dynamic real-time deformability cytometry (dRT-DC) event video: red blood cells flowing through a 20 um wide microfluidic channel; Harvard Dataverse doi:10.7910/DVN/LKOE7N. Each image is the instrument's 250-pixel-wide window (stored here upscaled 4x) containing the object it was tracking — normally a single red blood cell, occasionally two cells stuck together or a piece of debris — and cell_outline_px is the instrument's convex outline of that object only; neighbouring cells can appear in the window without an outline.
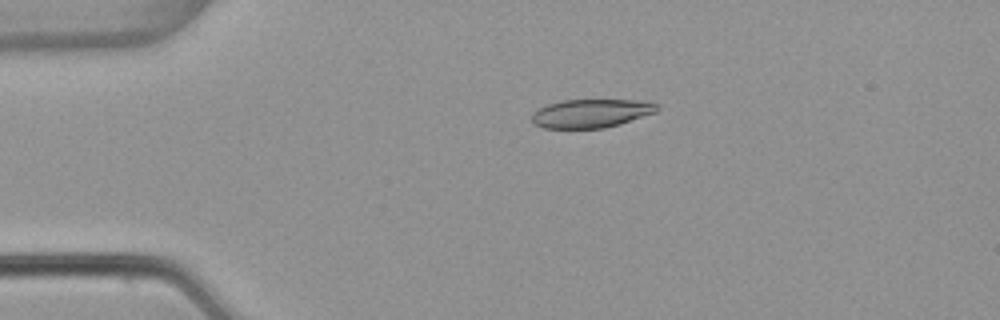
{"species": "common noctule bat (a hibernating species)", "species_latin": "Nyctalus noctula", "temperature_condition": "warm", "stored_images_in_passage": 52, "camera_frame_rate_fps": 3000, "um_per_image_px": 0.085, "animal": {"sex": "female", "body_mass_g": 22.7, "forearm_length_mm": 54.2}, "frame": {"image": 1, "passage_image": 10, "time_ms": 3.0, "image_size_px": [1000, 320], "cell_outline_px": [[660, 108], [656, 112], [620, 124], [604, 128], [544, 128], [532, 124], [532, 112], [548, 104], [560, 100], [648, 100], [660, 104]], "centroid_in_image_um": [50.28, 9.62], "position_along_channel_um": 34.7, "area_um2": 21.1}}
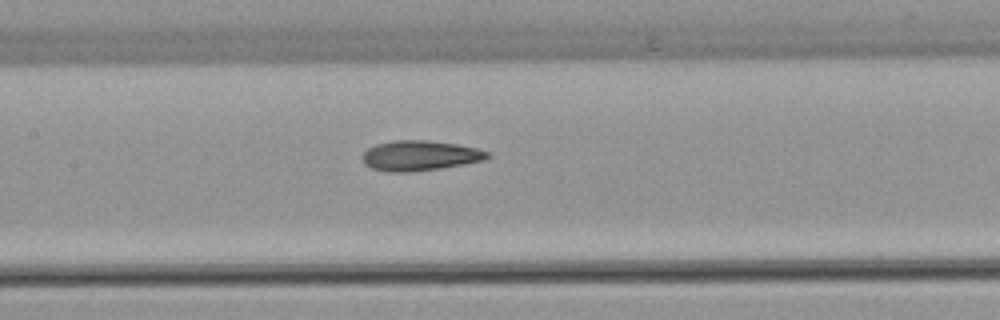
{"frame": {"image": 2, "passage_image": 24, "time_ms": 7.667, "image_size_px": [1000, 320], "cell_outline_px": [[488, 156], [484, 160], [464, 164], [440, 168], [412, 172], [388, 172], [372, 168], [364, 164], [360, 156], [368, 148], [376, 144], [392, 140], [428, 140], [456, 144], [476, 148], [488, 152]], "centroid_in_image_um": [35.63, 13.23], "position_along_channel_um": 171.8, "area_um2": 21.96}}
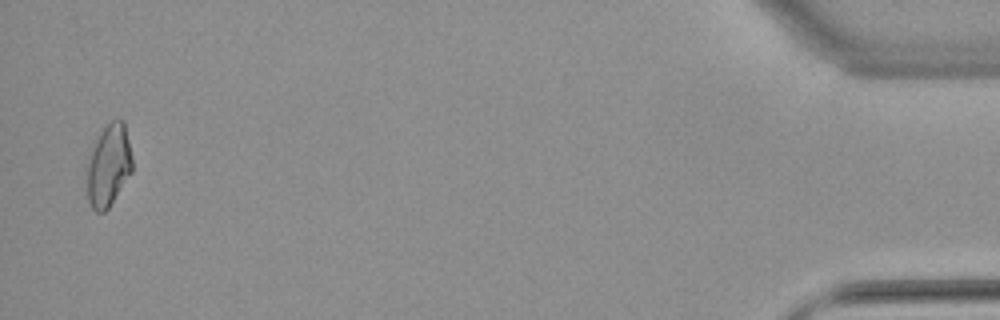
{"frame": {"image": 3, "passage_image": 51, "time_ms": 16.667, "image_size_px": [1000, 320], "cell_outline_px": [[132, 172], [108, 208], [104, 212], [96, 212], [92, 208], [88, 200], [84, 172], [84, 164], [92, 140], [96, 132], [100, 128], [112, 120], [124, 120], [132, 156]], "centroid_in_image_um": [9.14, 14.0], "position_along_channel_um": 426.1, "area_um2": 23.0}, "authors_computed_cell_mechanics": {"area_um2": 21.2704, "velocity_mm_per_s": 3.8276, "shape_relaxation_time_tau1_ms": null, "shape_relaxation_time_tau2_ms": 2.7496, "deformation_change_tau1": null, "deformation_change_tau2": 0.092}}